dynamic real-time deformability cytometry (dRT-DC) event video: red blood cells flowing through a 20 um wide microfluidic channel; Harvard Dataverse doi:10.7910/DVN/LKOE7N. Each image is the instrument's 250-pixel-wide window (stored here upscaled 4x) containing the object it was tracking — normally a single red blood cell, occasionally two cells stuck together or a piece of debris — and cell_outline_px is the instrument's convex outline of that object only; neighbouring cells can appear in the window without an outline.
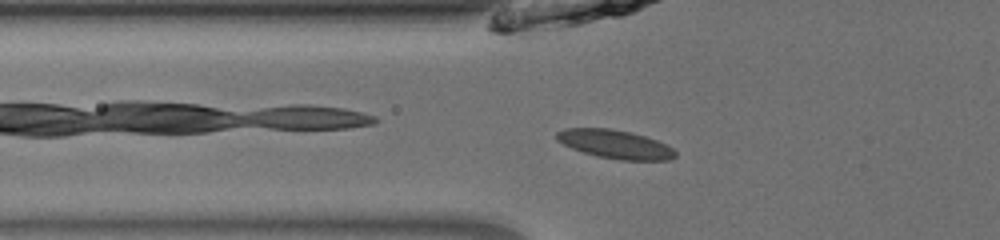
{"species": "common noctule bat (a hibernating species)", "species_latin": "Nyctalus noctula", "temperature_condition": "room temperature", "stored_images_in_passage": 30, "camera_frame_rate_fps": 3000, "um_per_image_px": 0.085, "animal": {"sex": "male", "body_mass_g": 13.0, "forearm_length_mm": 53.1}, "frame": {"image": 1, "passage_image": 2, "time_ms": 0.333, "image_size_px": [1000, 240], "cell_outline_px": [[676, 156], [668, 160], [620, 160], [596, 156], [572, 148], [556, 140], [556, 132], [564, 128], [608, 128], [628, 132], [644, 136], [668, 144], [676, 152]], "centroid_in_image_um": [52.28, 12.26], "position_along_channel_um": 73.5, "area_um2": 19.71}}
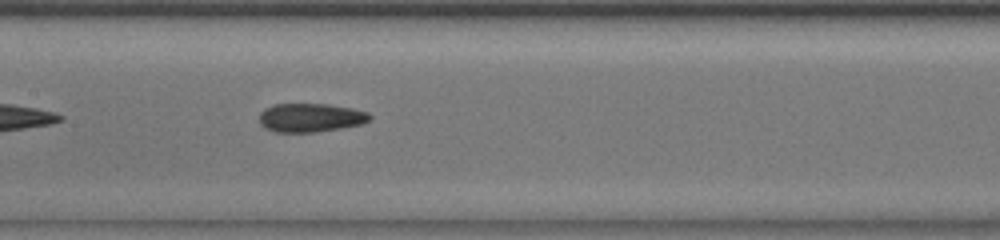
{"frame": {"image": 2, "passage_image": 10, "time_ms": 3.0, "image_size_px": [1000, 240], "cell_outline_px": [[372, 116], [368, 120], [360, 124], [340, 128], [316, 132], [276, 132], [264, 128], [260, 124], [260, 112], [264, 108], [272, 104], [328, 104], [352, 108], [368, 112]], "centroid_in_image_um": [26.36, 9.99], "position_along_channel_um": 181.0, "area_um2": 18.5}}
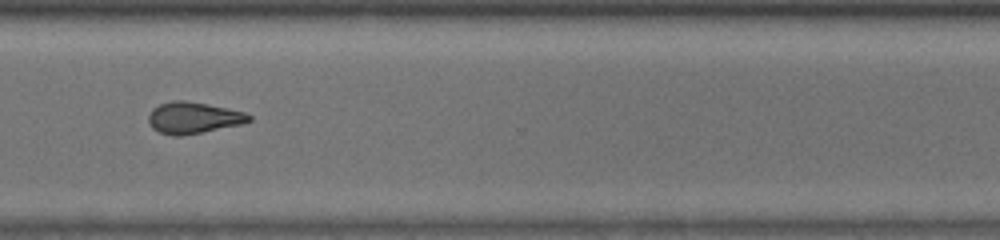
{"frame": {"image": 3, "passage_image": 23, "time_ms": 7.333, "image_size_px": [1000, 240], "cell_outline_px": [[252, 120], [240, 124], [180, 136], [172, 136], [160, 132], [152, 128], [148, 120], [148, 116], [152, 108], [160, 104], [172, 100], [184, 100], [208, 104], [244, 112], [252, 116]], "centroid_in_image_um": [16.4, 10.0], "position_along_channel_um": 354.2, "area_um2": 18.26}, "authors_computed_cell_mechanics": {"area_um2": 18.0336, "velocity_mm_per_s": 4.0033, "shape_relaxation_time_tau1_ms": null, "shape_relaxation_time_tau2_ms": 3.8553, "deformation_change_tau1": null, "deformation_change_tau2": 0.066}}